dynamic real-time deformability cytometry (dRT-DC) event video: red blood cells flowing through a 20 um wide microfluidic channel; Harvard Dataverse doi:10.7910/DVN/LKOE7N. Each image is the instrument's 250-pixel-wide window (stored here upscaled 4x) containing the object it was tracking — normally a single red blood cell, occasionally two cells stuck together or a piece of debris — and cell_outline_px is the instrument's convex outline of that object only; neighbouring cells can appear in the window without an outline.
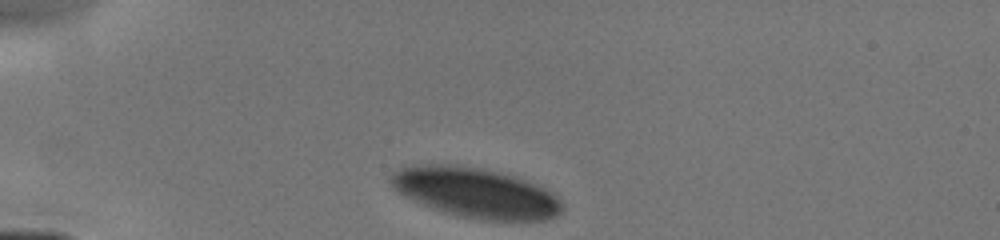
{"species": "human", "species_latin": "Homo sapiens", "temperature_condition": "cold", "stored_images_in_passage": 27, "camera_frame_rate_fps": 3000, "um_per_image_px": 0.085, "donor": {"sex": "male"}, "frame": {"image": 1, "passage_image": 1, "time_ms": 0.0, "image_size_px": [1000, 240], "cell_outline_px": [[564, 204], [560, 212], [556, 216], [544, 220], [480, 220], [460, 216], [444, 212], [432, 208], [412, 200], [404, 196], [388, 180], [388, 176], [392, 172], [400, 168], [412, 164], [452, 164], [480, 168], [516, 176], [552, 192]], "centroid_in_image_um": [40.4, 16.37], "position_along_channel_um": 44.6, "area_um2": 49.94}}
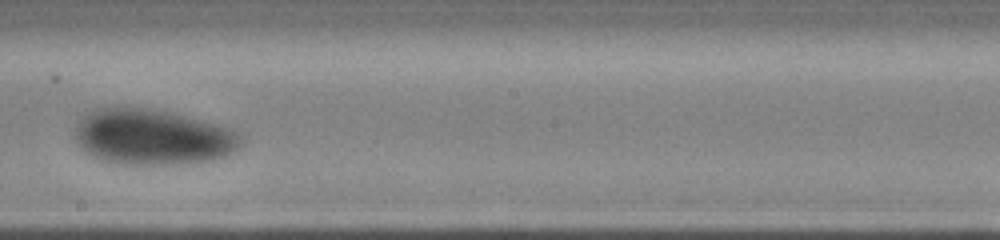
{"frame": {"image": 2, "passage_image": 16, "time_ms": 5.333, "image_size_px": [1000, 240], "cell_outline_px": [[244, 144], [240, 148], [224, 156], [208, 160], [172, 164], [120, 164], [100, 160], [84, 152], [76, 140], [76, 124], [88, 112], [96, 108], [152, 108], [172, 112], [216, 124], [228, 128], [244, 136]], "centroid_in_image_um": [12.98, 11.65], "position_along_channel_um": 235.2, "area_um2": 53.81}}
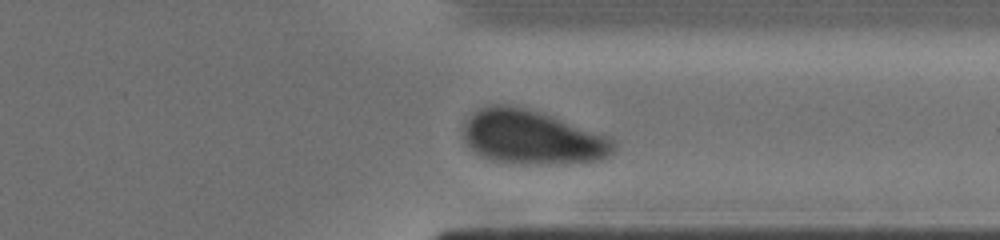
{"frame": {"image": 3, "passage_image": 24, "time_ms": 8.333, "image_size_px": [1000, 240], "cell_outline_px": [[616, 148], [608, 156], [600, 160], [568, 164], [520, 164], [492, 160], [480, 156], [464, 140], [460, 132], [464, 120], [472, 112], [488, 104], [508, 104], [540, 112], [608, 136], [616, 144]], "centroid_in_image_um": [45.18, 11.67], "position_along_channel_um": 366.2, "area_um2": 47.92}}